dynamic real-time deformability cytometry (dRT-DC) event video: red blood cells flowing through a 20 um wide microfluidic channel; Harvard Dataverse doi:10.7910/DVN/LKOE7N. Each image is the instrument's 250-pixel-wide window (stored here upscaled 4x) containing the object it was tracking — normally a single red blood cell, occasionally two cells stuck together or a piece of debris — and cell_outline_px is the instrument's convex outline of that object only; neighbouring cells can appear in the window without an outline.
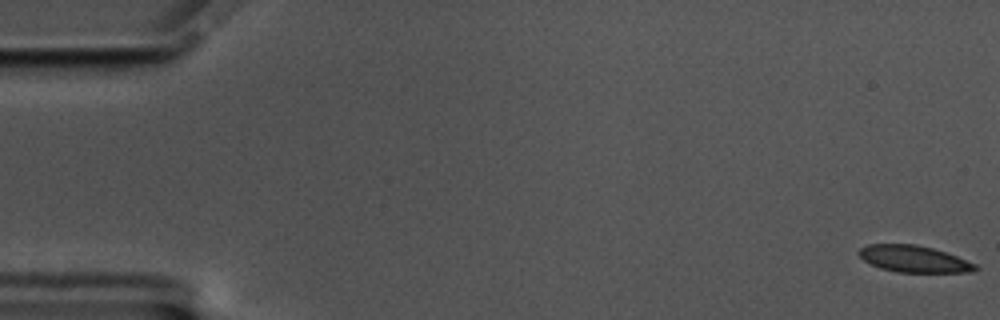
{"species": "common noctule bat (a hibernating species)", "species_latin": "Nyctalus noctula", "temperature_condition": "cold", "stored_images_in_passage": 59, "camera_frame_rate_fps": 3000, "um_per_image_px": 0.085, "animal": {"sex": "male", "body_mass_g": 17.5, "forearm_length_mm": 52.3}, "frame": {"image": 1, "passage_image": 1, "time_ms": 0.0, "image_size_px": [1000, 320], "cell_outline_px": [[980, 268], [968, 272], [896, 272], [880, 268], [864, 260], [856, 252], [860, 248], [868, 244], [916, 244], [932, 248], [956, 256], [976, 264]], "centroid_in_image_um": [77.65, 22.0], "position_along_channel_um": 7.3, "area_um2": 17.98}}
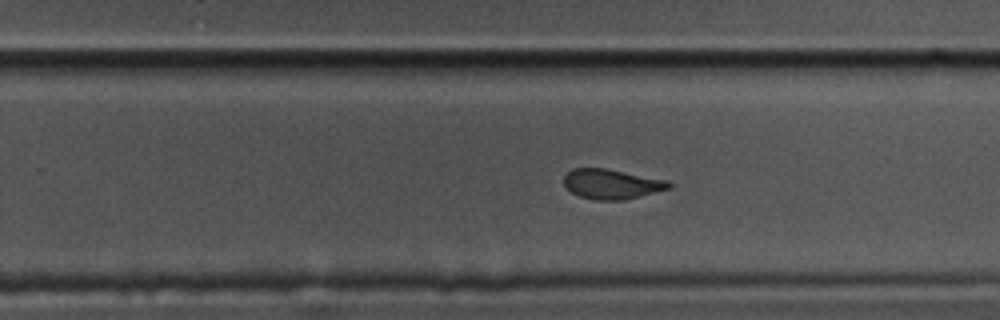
{"frame": {"image": 2, "passage_image": 37, "time_ms": 12.0, "image_size_px": [1000, 320], "cell_outline_px": [[672, 188], [624, 200], [596, 200], [580, 196], [572, 192], [564, 184], [564, 176], [572, 168], [604, 168], [668, 180], [672, 184]], "centroid_in_image_um": [52.01, 15.64], "position_along_channel_um": 277.8, "area_um2": 18.21}}
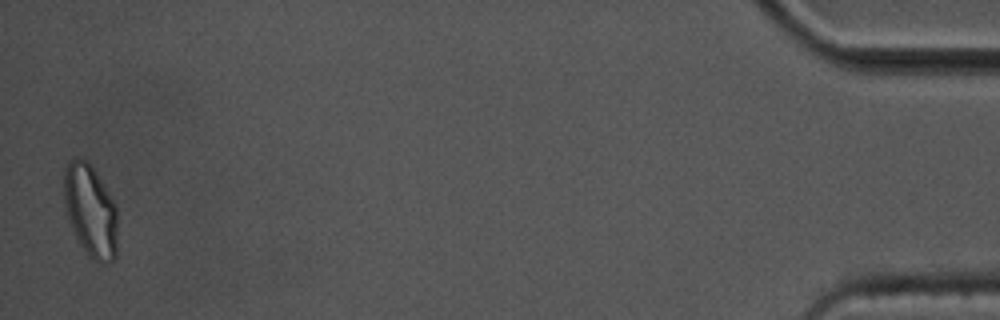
{"frame": {"image": 3, "passage_image": 58, "time_ms": 19.0, "image_size_px": [1000, 320], "cell_outline_px": [[116, 256], [108, 264], [100, 264], [92, 260], [88, 256], [80, 244], [72, 228], [64, 208], [64, 168], [72, 156], [88, 160], [96, 172], [116, 204]], "centroid_in_image_um": [7.67, 17.9], "position_along_channel_um": 427.5, "area_um2": 29.19}, "authors_computed_cell_mechanics": {"area_um2": 19.5364, "velocity_mm_per_s": 3.4408, "shape_relaxation_time_tau1_ms": 3.9822, "shape_relaxation_time_tau2_ms": 0.6559, "deformation_change_tau1": 0.1347, "deformation_change_tau2": 0.0627}}